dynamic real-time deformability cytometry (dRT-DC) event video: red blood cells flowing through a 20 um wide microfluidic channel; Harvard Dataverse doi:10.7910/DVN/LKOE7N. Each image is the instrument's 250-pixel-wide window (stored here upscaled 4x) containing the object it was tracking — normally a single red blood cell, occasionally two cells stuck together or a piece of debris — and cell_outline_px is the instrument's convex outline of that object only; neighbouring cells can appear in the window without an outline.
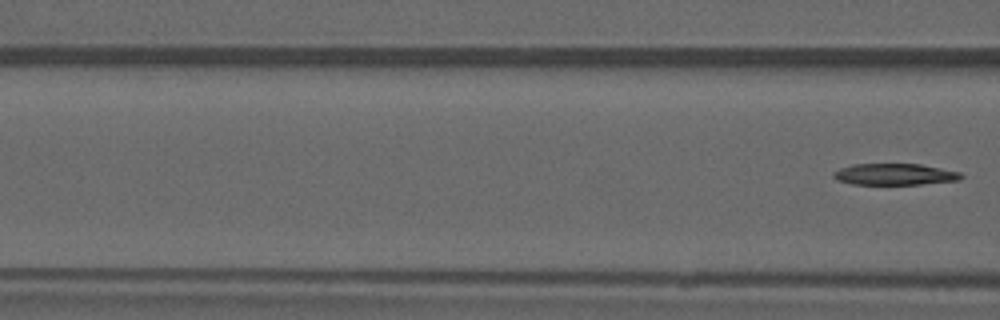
{"species": "common noctule bat (a hibernating species)", "species_latin": "Nyctalus noctula", "temperature_condition": "warm", "stored_images_in_passage": 4, "segment_of_instrument_passage": [2, 2], "camera_frame_rate_fps": 3000, "um_per_image_px": 0.085, "animal": {"sex": "male", "forearm_length_mm": 52.5}, "frame": {"image": 1, "passage_image": 4, "time_ms": 4.0, "image_size_px": [1000, 320], "cell_outline_px": [[964, 176], [960, 180], [920, 184], [852, 184], [836, 180], [832, 176], [832, 172], [840, 168], [852, 164], [920, 164], [960, 172]], "centroid_in_image_um": [76.02, 14.81], "position_along_channel_um": 90.6, "area_um2": 15.95}}